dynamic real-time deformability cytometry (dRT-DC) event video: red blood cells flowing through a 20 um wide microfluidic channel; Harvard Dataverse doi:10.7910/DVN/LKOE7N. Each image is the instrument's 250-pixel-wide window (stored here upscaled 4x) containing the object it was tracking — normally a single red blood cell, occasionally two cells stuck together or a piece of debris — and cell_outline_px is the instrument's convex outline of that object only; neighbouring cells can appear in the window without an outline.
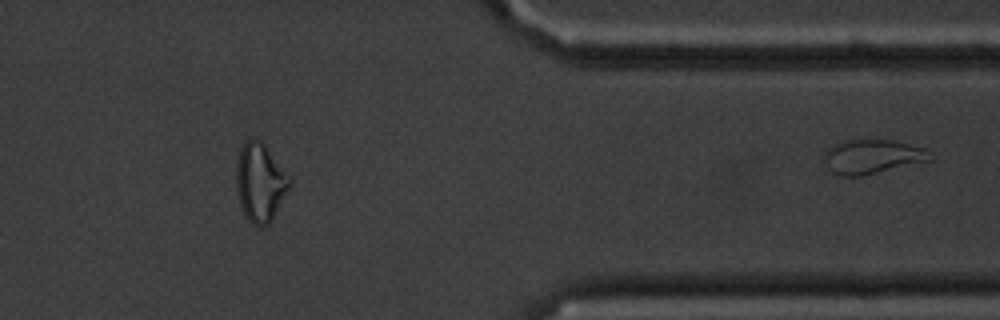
{"species": "common noctule bat (a hibernating species)", "species_latin": "Nyctalus noctula", "temperature_condition": "cold", "stored_images_in_passage": 40, "segment_of_instrument_passage": [2, 2], "camera_frame_rate_fps": 3000, "um_per_image_px": 0.085, "animal": {"sex": "male", "body_mass_g": 20.1, "forearm_length_mm": 53.5}, "frame": {"image": 1, "passage_image": 40, "time_ms": 13.0, "image_size_px": [1000, 320], "cell_outline_px": [[936, 160], [860, 176], [840, 176], [832, 172], [824, 164], [824, 152], [832, 144], [852, 140], [892, 140], [924, 148], [936, 156]], "centroid_in_image_um": [74.2, 13.33], "position_along_channel_um": 337.2, "area_um2": 21.44}}